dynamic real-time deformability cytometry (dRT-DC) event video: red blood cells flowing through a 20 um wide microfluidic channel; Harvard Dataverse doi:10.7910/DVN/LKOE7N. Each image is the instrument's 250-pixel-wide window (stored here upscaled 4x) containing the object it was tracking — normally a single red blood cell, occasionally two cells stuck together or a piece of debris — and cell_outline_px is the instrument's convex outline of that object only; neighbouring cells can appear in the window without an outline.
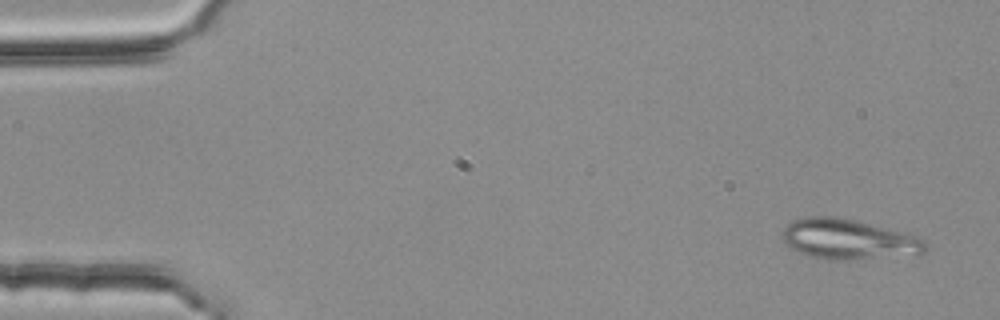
{"species": "common noctule bat (a hibernating species)", "species_latin": "Nyctalus noctula", "temperature_condition": "room temperature", "stored_images_in_passage": 4, "camera_frame_rate_fps": 3000, "um_per_image_px": 0.085, "animal": {"sex": "female", "body_mass_g": 25.1}, "frame": {"image": 1, "passage_image": 1, "time_ms": 0.0, "image_size_px": [1000, 320], "cell_outline_px": [[928, 248], [920, 256], [852, 260], [824, 260], [808, 256], [788, 248], [784, 240], [784, 228], [792, 220], [804, 216], [836, 216], [856, 220], [904, 232], [924, 240]], "centroid_in_image_um": [72.16, 20.37], "position_along_channel_um": 12.8, "area_um2": 34.39}}